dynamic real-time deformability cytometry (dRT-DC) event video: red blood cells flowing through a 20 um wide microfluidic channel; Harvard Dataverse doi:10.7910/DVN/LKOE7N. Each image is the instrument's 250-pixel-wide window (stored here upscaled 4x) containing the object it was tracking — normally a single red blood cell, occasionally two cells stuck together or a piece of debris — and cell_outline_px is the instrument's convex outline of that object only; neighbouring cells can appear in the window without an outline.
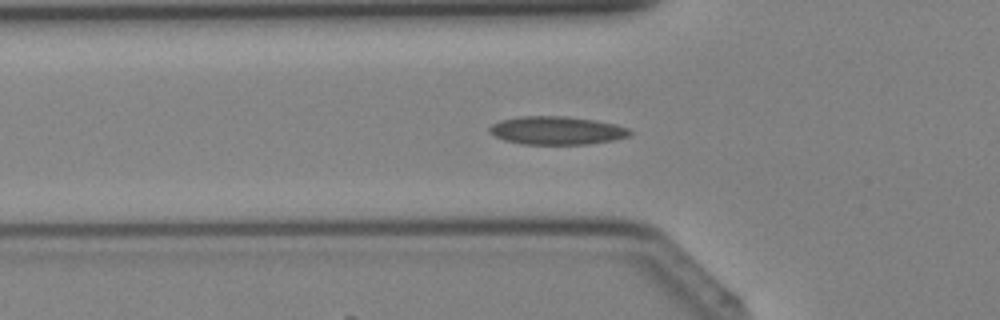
{"species": "Egyptian fruit bat (a non-hibernating species)", "species_latin": "Rousettus aegyptiacus", "temperature_condition": "cold", "stored_images_in_passage": 32, "camera_frame_rate_fps": 3000, "um_per_image_px": 0.085, "animal": {"sex": "female"}, "frame": {"image": 1, "passage_image": 6, "time_ms": 1.667, "image_size_px": [1000, 320], "cell_outline_px": [[632, 132], [628, 136], [616, 140], [588, 144], [520, 144], [504, 140], [488, 132], [488, 128], [492, 124], [500, 120], [520, 116], [564, 116], [592, 120], [612, 124], [628, 128]], "centroid_in_image_um": [47.28, 11.1], "position_along_channel_um": 78.5, "area_um2": 23.0}}
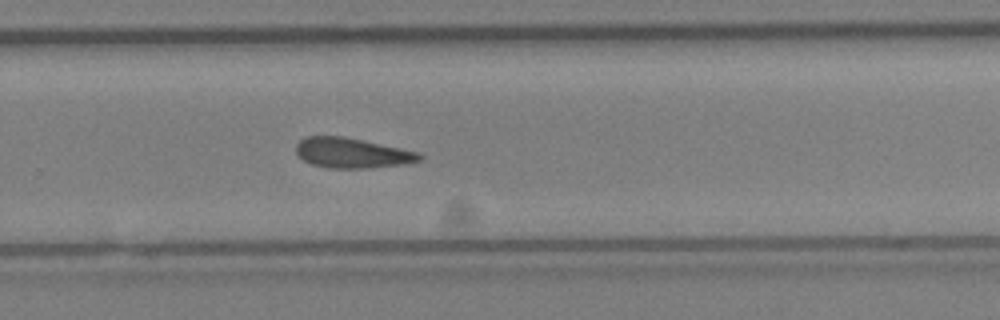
{"frame": {"image": 2, "passage_image": 19, "time_ms": 6.0, "image_size_px": [1000, 320], "cell_outline_px": [[424, 156], [420, 160], [408, 164], [368, 168], [332, 168], [312, 164], [304, 160], [296, 152], [296, 144], [300, 140], [308, 136], [344, 136], [420, 152]], "centroid_in_image_um": [29.97, 13.0], "position_along_channel_um": 299.8, "area_um2": 21.68}}
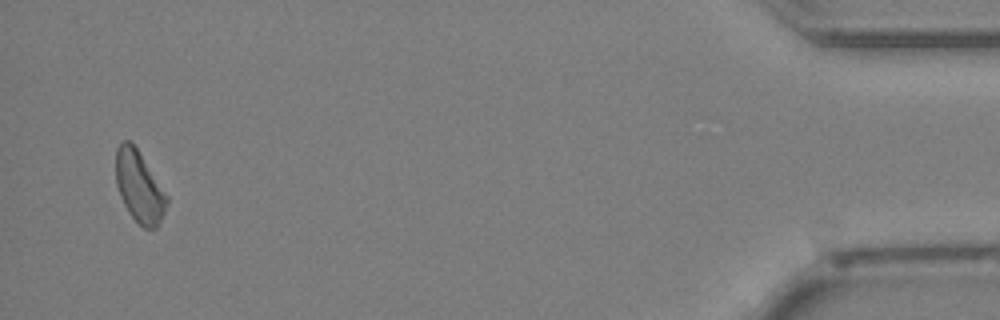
{"frame": {"image": 3, "passage_image": 31, "time_ms": 10.0, "image_size_px": [1000, 320], "cell_outline_px": [[168, 204], [156, 228], [144, 228], [128, 212], [120, 196], [116, 184], [116, 148], [124, 140], [132, 140], [140, 152], [168, 196]], "centroid_in_image_um": [11.83, 15.84], "position_along_channel_um": 423.4, "area_um2": 21.15}}